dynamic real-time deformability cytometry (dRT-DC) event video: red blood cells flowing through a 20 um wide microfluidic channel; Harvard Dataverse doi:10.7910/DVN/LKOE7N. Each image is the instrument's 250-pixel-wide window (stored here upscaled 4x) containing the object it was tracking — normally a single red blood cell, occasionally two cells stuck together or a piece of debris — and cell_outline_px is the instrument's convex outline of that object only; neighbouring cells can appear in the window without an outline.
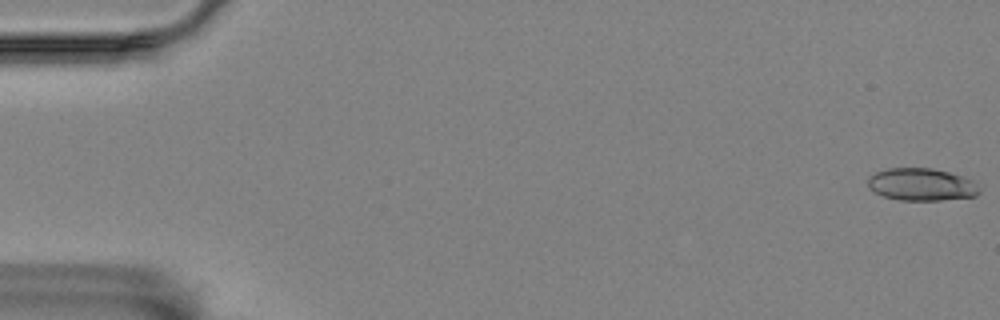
{"species": "Egyptian fruit bat (a non-hibernating species)", "species_latin": "Rousettus aegyptiacus", "temperature_condition": "room temperature", "stored_images_in_passage": 4, "camera_frame_rate_fps": 3000, "um_per_image_px": 0.085, "animal": {"sex": "female"}, "frame": {"image": 1, "passage_image": 1, "time_ms": 0.0, "image_size_px": [1000, 320], "cell_outline_px": [[980, 192], [976, 196], [940, 200], [900, 200], [884, 196], [868, 188], [868, 180], [876, 172], [888, 168], [932, 168], [948, 172], [972, 180], [980, 188]], "centroid_in_image_um": [78.34, 15.68], "position_along_channel_um": 6.7, "area_um2": 20.87}}